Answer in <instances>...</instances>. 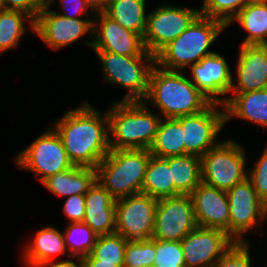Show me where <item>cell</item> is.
Segmentation results:
<instances>
[{
  "mask_svg": "<svg viewBox=\"0 0 267 267\" xmlns=\"http://www.w3.org/2000/svg\"><path fill=\"white\" fill-rule=\"evenodd\" d=\"M54 125L75 166L96 168L110 151L108 114L102 116L87 102L65 113Z\"/></svg>",
  "mask_w": 267,
  "mask_h": 267,
  "instance_id": "obj_1",
  "label": "cell"
},
{
  "mask_svg": "<svg viewBox=\"0 0 267 267\" xmlns=\"http://www.w3.org/2000/svg\"><path fill=\"white\" fill-rule=\"evenodd\" d=\"M182 71L166 70L155 64L149 78L145 103L156 105L164 118L192 115L206 109L212 102L205 97Z\"/></svg>",
  "mask_w": 267,
  "mask_h": 267,
  "instance_id": "obj_2",
  "label": "cell"
},
{
  "mask_svg": "<svg viewBox=\"0 0 267 267\" xmlns=\"http://www.w3.org/2000/svg\"><path fill=\"white\" fill-rule=\"evenodd\" d=\"M109 109L110 150L151 147L162 118L154 115L144 101H119Z\"/></svg>",
  "mask_w": 267,
  "mask_h": 267,
  "instance_id": "obj_3",
  "label": "cell"
},
{
  "mask_svg": "<svg viewBox=\"0 0 267 267\" xmlns=\"http://www.w3.org/2000/svg\"><path fill=\"white\" fill-rule=\"evenodd\" d=\"M226 27L222 21L200 14L182 34L155 55V63L166 70L185 71L187 65L198 63L214 53L208 49Z\"/></svg>",
  "mask_w": 267,
  "mask_h": 267,
  "instance_id": "obj_4",
  "label": "cell"
},
{
  "mask_svg": "<svg viewBox=\"0 0 267 267\" xmlns=\"http://www.w3.org/2000/svg\"><path fill=\"white\" fill-rule=\"evenodd\" d=\"M149 149L110 150L97 165V181L117 200L142 193Z\"/></svg>",
  "mask_w": 267,
  "mask_h": 267,
  "instance_id": "obj_5",
  "label": "cell"
},
{
  "mask_svg": "<svg viewBox=\"0 0 267 267\" xmlns=\"http://www.w3.org/2000/svg\"><path fill=\"white\" fill-rule=\"evenodd\" d=\"M94 52L102 63L105 81L129 90L120 101L145 100L149 90L150 73L156 64L155 56H122L106 51Z\"/></svg>",
  "mask_w": 267,
  "mask_h": 267,
  "instance_id": "obj_6",
  "label": "cell"
},
{
  "mask_svg": "<svg viewBox=\"0 0 267 267\" xmlns=\"http://www.w3.org/2000/svg\"><path fill=\"white\" fill-rule=\"evenodd\" d=\"M240 144L233 140L219 142L201 159L202 183L228 191L243 182L248 174L244 169L246 156Z\"/></svg>",
  "mask_w": 267,
  "mask_h": 267,
  "instance_id": "obj_7",
  "label": "cell"
},
{
  "mask_svg": "<svg viewBox=\"0 0 267 267\" xmlns=\"http://www.w3.org/2000/svg\"><path fill=\"white\" fill-rule=\"evenodd\" d=\"M15 160L21 169L40 175L41 182L74 166L54 128L43 132Z\"/></svg>",
  "mask_w": 267,
  "mask_h": 267,
  "instance_id": "obj_8",
  "label": "cell"
},
{
  "mask_svg": "<svg viewBox=\"0 0 267 267\" xmlns=\"http://www.w3.org/2000/svg\"><path fill=\"white\" fill-rule=\"evenodd\" d=\"M200 15V10L162 5L147 15L143 36L145 48L154 56L182 34Z\"/></svg>",
  "mask_w": 267,
  "mask_h": 267,
  "instance_id": "obj_9",
  "label": "cell"
},
{
  "mask_svg": "<svg viewBox=\"0 0 267 267\" xmlns=\"http://www.w3.org/2000/svg\"><path fill=\"white\" fill-rule=\"evenodd\" d=\"M158 199L138 193L116 200V233L126 240L152 238Z\"/></svg>",
  "mask_w": 267,
  "mask_h": 267,
  "instance_id": "obj_10",
  "label": "cell"
},
{
  "mask_svg": "<svg viewBox=\"0 0 267 267\" xmlns=\"http://www.w3.org/2000/svg\"><path fill=\"white\" fill-rule=\"evenodd\" d=\"M197 227L190 195L158 199L152 239L181 241Z\"/></svg>",
  "mask_w": 267,
  "mask_h": 267,
  "instance_id": "obj_11",
  "label": "cell"
},
{
  "mask_svg": "<svg viewBox=\"0 0 267 267\" xmlns=\"http://www.w3.org/2000/svg\"><path fill=\"white\" fill-rule=\"evenodd\" d=\"M220 105L211 103L199 113L181 116L184 149L188 154L202 157L219 143L216 137L226 124L225 108L221 112L216 108Z\"/></svg>",
  "mask_w": 267,
  "mask_h": 267,
  "instance_id": "obj_12",
  "label": "cell"
},
{
  "mask_svg": "<svg viewBox=\"0 0 267 267\" xmlns=\"http://www.w3.org/2000/svg\"><path fill=\"white\" fill-rule=\"evenodd\" d=\"M180 242L186 267H213L236 241L221 229L197 226Z\"/></svg>",
  "mask_w": 267,
  "mask_h": 267,
  "instance_id": "obj_13",
  "label": "cell"
},
{
  "mask_svg": "<svg viewBox=\"0 0 267 267\" xmlns=\"http://www.w3.org/2000/svg\"><path fill=\"white\" fill-rule=\"evenodd\" d=\"M101 24L93 22V35L91 41L85 40L94 51H106L122 56H154L145 48L143 37L131 32L119 23L111 20L100 9L94 14Z\"/></svg>",
  "mask_w": 267,
  "mask_h": 267,
  "instance_id": "obj_14",
  "label": "cell"
},
{
  "mask_svg": "<svg viewBox=\"0 0 267 267\" xmlns=\"http://www.w3.org/2000/svg\"><path fill=\"white\" fill-rule=\"evenodd\" d=\"M90 18H66L49 9L45 4L34 20V32L52 49H61L72 44L85 34L93 33ZM90 32V33H89Z\"/></svg>",
  "mask_w": 267,
  "mask_h": 267,
  "instance_id": "obj_15",
  "label": "cell"
},
{
  "mask_svg": "<svg viewBox=\"0 0 267 267\" xmlns=\"http://www.w3.org/2000/svg\"><path fill=\"white\" fill-rule=\"evenodd\" d=\"M226 194L230 209V236L236 242H246L242 235L264 220V201L248 178L226 191Z\"/></svg>",
  "mask_w": 267,
  "mask_h": 267,
  "instance_id": "obj_16",
  "label": "cell"
},
{
  "mask_svg": "<svg viewBox=\"0 0 267 267\" xmlns=\"http://www.w3.org/2000/svg\"><path fill=\"white\" fill-rule=\"evenodd\" d=\"M192 83L212 103H226L227 98L219 95L228 94L232 87L233 75L227 61L214 52L203 57L198 63L191 65Z\"/></svg>",
  "mask_w": 267,
  "mask_h": 267,
  "instance_id": "obj_17",
  "label": "cell"
},
{
  "mask_svg": "<svg viewBox=\"0 0 267 267\" xmlns=\"http://www.w3.org/2000/svg\"><path fill=\"white\" fill-rule=\"evenodd\" d=\"M190 196L197 226L221 229L230 235V209L226 191L201 182Z\"/></svg>",
  "mask_w": 267,
  "mask_h": 267,
  "instance_id": "obj_18",
  "label": "cell"
},
{
  "mask_svg": "<svg viewBox=\"0 0 267 267\" xmlns=\"http://www.w3.org/2000/svg\"><path fill=\"white\" fill-rule=\"evenodd\" d=\"M237 84L232 93H243L267 88V45H242L237 63Z\"/></svg>",
  "mask_w": 267,
  "mask_h": 267,
  "instance_id": "obj_19",
  "label": "cell"
},
{
  "mask_svg": "<svg viewBox=\"0 0 267 267\" xmlns=\"http://www.w3.org/2000/svg\"><path fill=\"white\" fill-rule=\"evenodd\" d=\"M86 223L98 236L116 233V199L96 180L85 194Z\"/></svg>",
  "mask_w": 267,
  "mask_h": 267,
  "instance_id": "obj_20",
  "label": "cell"
},
{
  "mask_svg": "<svg viewBox=\"0 0 267 267\" xmlns=\"http://www.w3.org/2000/svg\"><path fill=\"white\" fill-rule=\"evenodd\" d=\"M232 94L223 105L226 123L237 117L267 127V88Z\"/></svg>",
  "mask_w": 267,
  "mask_h": 267,
  "instance_id": "obj_21",
  "label": "cell"
},
{
  "mask_svg": "<svg viewBox=\"0 0 267 267\" xmlns=\"http://www.w3.org/2000/svg\"><path fill=\"white\" fill-rule=\"evenodd\" d=\"M31 243L24 249V258L27 267L43 263L54 262L56 255L66 253L67 248L63 234L57 228L48 226L35 233Z\"/></svg>",
  "mask_w": 267,
  "mask_h": 267,
  "instance_id": "obj_22",
  "label": "cell"
},
{
  "mask_svg": "<svg viewBox=\"0 0 267 267\" xmlns=\"http://www.w3.org/2000/svg\"><path fill=\"white\" fill-rule=\"evenodd\" d=\"M96 180V168L74 165L68 170L48 177L42 183L52 193L70 197L85 195Z\"/></svg>",
  "mask_w": 267,
  "mask_h": 267,
  "instance_id": "obj_23",
  "label": "cell"
},
{
  "mask_svg": "<svg viewBox=\"0 0 267 267\" xmlns=\"http://www.w3.org/2000/svg\"><path fill=\"white\" fill-rule=\"evenodd\" d=\"M145 0H105L99 9L111 20L142 37L146 31Z\"/></svg>",
  "mask_w": 267,
  "mask_h": 267,
  "instance_id": "obj_24",
  "label": "cell"
},
{
  "mask_svg": "<svg viewBox=\"0 0 267 267\" xmlns=\"http://www.w3.org/2000/svg\"><path fill=\"white\" fill-rule=\"evenodd\" d=\"M168 164L175 186V196L190 195L202 182L199 156L184 154L169 157Z\"/></svg>",
  "mask_w": 267,
  "mask_h": 267,
  "instance_id": "obj_25",
  "label": "cell"
},
{
  "mask_svg": "<svg viewBox=\"0 0 267 267\" xmlns=\"http://www.w3.org/2000/svg\"><path fill=\"white\" fill-rule=\"evenodd\" d=\"M183 133L181 117L161 119L155 139L149 148L151 155L169 158L188 154L184 149Z\"/></svg>",
  "mask_w": 267,
  "mask_h": 267,
  "instance_id": "obj_26",
  "label": "cell"
},
{
  "mask_svg": "<svg viewBox=\"0 0 267 267\" xmlns=\"http://www.w3.org/2000/svg\"><path fill=\"white\" fill-rule=\"evenodd\" d=\"M142 193L155 199L175 196L168 158L151 155L144 175Z\"/></svg>",
  "mask_w": 267,
  "mask_h": 267,
  "instance_id": "obj_27",
  "label": "cell"
},
{
  "mask_svg": "<svg viewBox=\"0 0 267 267\" xmlns=\"http://www.w3.org/2000/svg\"><path fill=\"white\" fill-rule=\"evenodd\" d=\"M233 21L249 33L242 45H267V3L247 4L227 26Z\"/></svg>",
  "mask_w": 267,
  "mask_h": 267,
  "instance_id": "obj_28",
  "label": "cell"
},
{
  "mask_svg": "<svg viewBox=\"0 0 267 267\" xmlns=\"http://www.w3.org/2000/svg\"><path fill=\"white\" fill-rule=\"evenodd\" d=\"M27 19L30 21V28L34 30V20L28 14L21 11L0 10V53L18 46L25 33L24 20Z\"/></svg>",
  "mask_w": 267,
  "mask_h": 267,
  "instance_id": "obj_29",
  "label": "cell"
},
{
  "mask_svg": "<svg viewBox=\"0 0 267 267\" xmlns=\"http://www.w3.org/2000/svg\"><path fill=\"white\" fill-rule=\"evenodd\" d=\"M63 233L66 248L70 251L69 257L76 256L78 259L91 253L98 237L84 222H71Z\"/></svg>",
  "mask_w": 267,
  "mask_h": 267,
  "instance_id": "obj_30",
  "label": "cell"
},
{
  "mask_svg": "<svg viewBox=\"0 0 267 267\" xmlns=\"http://www.w3.org/2000/svg\"><path fill=\"white\" fill-rule=\"evenodd\" d=\"M128 240L118 233L100 235L91 251V255L102 262L124 266L125 247Z\"/></svg>",
  "mask_w": 267,
  "mask_h": 267,
  "instance_id": "obj_31",
  "label": "cell"
},
{
  "mask_svg": "<svg viewBox=\"0 0 267 267\" xmlns=\"http://www.w3.org/2000/svg\"><path fill=\"white\" fill-rule=\"evenodd\" d=\"M156 240H128L125 247L124 267H153Z\"/></svg>",
  "mask_w": 267,
  "mask_h": 267,
  "instance_id": "obj_32",
  "label": "cell"
},
{
  "mask_svg": "<svg viewBox=\"0 0 267 267\" xmlns=\"http://www.w3.org/2000/svg\"><path fill=\"white\" fill-rule=\"evenodd\" d=\"M200 14L222 21L226 26L247 5V0H204Z\"/></svg>",
  "mask_w": 267,
  "mask_h": 267,
  "instance_id": "obj_33",
  "label": "cell"
},
{
  "mask_svg": "<svg viewBox=\"0 0 267 267\" xmlns=\"http://www.w3.org/2000/svg\"><path fill=\"white\" fill-rule=\"evenodd\" d=\"M153 267H186L181 242L156 240Z\"/></svg>",
  "mask_w": 267,
  "mask_h": 267,
  "instance_id": "obj_34",
  "label": "cell"
},
{
  "mask_svg": "<svg viewBox=\"0 0 267 267\" xmlns=\"http://www.w3.org/2000/svg\"><path fill=\"white\" fill-rule=\"evenodd\" d=\"M248 243L235 242L213 267H251Z\"/></svg>",
  "mask_w": 267,
  "mask_h": 267,
  "instance_id": "obj_35",
  "label": "cell"
},
{
  "mask_svg": "<svg viewBox=\"0 0 267 267\" xmlns=\"http://www.w3.org/2000/svg\"><path fill=\"white\" fill-rule=\"evenodd\" d=\"M247 174L258 196L265 202L267 200V146L254 168Z\"/></svg>",
  "mask_w": 267,
  "mask_h": 267,
  "instance_id": "obj_36",
  "label": "cell"
},
{
  "mask_svg": "<svg viewBox=\"0 0 267 267\" xmlns=\"http://www.w3.org/2000/svg\"><path fill=\"white\" fill-rule=\"evenodd\" d=\"M4 10L21 11L35 20L44 8L46 0H2Z\"/></svg>",
  "mask_w": 267,
  "mask_h": 267,
  "instance_id": "obj_37",
  "label": "cell"
},
{
  "mask_svg": "<svg viewBox=\"0 0 267 267\" xmlns=\"http://www.w3.org/2000/svg\"><path fill=\"white\" fill-rule=\"evenodd\" d=\"M85 211V195L78 194L67 197L63 212L71 222H83Z\"/></svg>",
  "mask_w": 267,
  "mask_h": 267,
  "instance_id": "obj_38",
  "label": "cell"
},
{
  "mask_svg": "<svg viewBox=\"0 0 267 267\" xmlns=\"http://www.w3.org/2000/svg\"><path fill=\"white\" fill-rule=\"evenodd\" d=\"M62 5V10L68 11V7L66 6V3L69 5V3H73L74 5V11L71 13L73 14H66L62 13L60 15H63L66 18H78L75 15L83 14L86 18H89L88 13L86 14L85 11H87V8H91L94 13L99 9V5L94 0H60ZM53 0H46V4L51 5ZM70 12V11H69Z\"/></svg>",
  "mask_w": 267,
  "mask_h": 267,
  "instance_id": "obj_39",
  "label": "cell"
},
{
  "mask_svg": "<svg viewBox=\"0 0 267 267\" xmlns=\"http://www.w3.org/2000/svg\"><path fill=\"white\" fill-rule=\"evenodd\" d=\"M83 267H124L117 266L114 263L102 262L101 260L95 259L91 254L80 258Z\"/></svg>",
  "mask_w": 267,
  "mask_h": 267,
  "instance_id": "obj_40",
  "label": "cell"
},
{
  "mask_svg": "<svg viewBox=\"0 0 267 267\" xmlns=\"http://www.w3.org/2000/svg\"><path fill=\"white\" fill-rule=\"evenodd\" d=\"M79 264L77 265L75 262L71 260H64V261H54L43 263L33 267H83L80 259H78Z\"/></svg>",
  "mask_w": 267,
  "mask_h": 267,
  "instance_id": "obj_41",
  "label": "cell"
},
{
  "mask_svg": "<svg viewBox=\"0 0 267 267\" xmlns=\"http://www.w3.org/2000/svg\"><path fill=\"white\" fill-rule=\"evenodd\" d=\"M267 3V0H247V4H261Z\"/></svg>",
  "mask_w": 267,
  "mask_h": 267,
  "instance_id": "obj_42",
  "label": "cell"
},
{
  "mask_svg": "<svg viewBox=\"0 0 267 267\" xmlns=\"http://www.w3.org/2000/svg\"><path fill=\"white\" fill-rule=\"evenodd\" d=\"M267 217V200L264 202V219Z\"/></svg>",
  "mask_w": 267,
  "mask_h": 267,
  "instance_id": "obj_43",
  "label": "cell"
},
{
  "mask_svg": "<svg viewBox=\"0 0 267 267\" xmlns=\"http://www.w3.org/2000/svg\"><path fill=\"white\" fill-rule=\"evenodd\" d=\"M99 6L105 1V0H94Z\"/></svg>",
  "mask_w": 267,
  "mask_h": 267,
  "instance_id": "obj_44",
  "label": "cell"
},
{
  "mask_svg": "<svg viewBox=\"0 0 267 267\" xmlns=\"http://www.w3.org/2000/svg\"><path fill=\"white\" fill-rule=\"evenodd\" d=\"M3 9H4L3 2H2V0H0V10H3Z\"/></svg>",
  "mask_w": 267,
  "mask_h": 267,
  "instance_id": "obj_45",
  "label": "cell"
}]
</instances>
